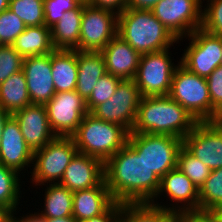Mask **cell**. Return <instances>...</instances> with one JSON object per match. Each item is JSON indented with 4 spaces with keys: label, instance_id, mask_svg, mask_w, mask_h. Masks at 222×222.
Returning a JSON list of instances; mask_svg holds the SVG:
<instances>
[{
    "label": "cell",
    "instance_id": "obj_45",
    "mask_svg": "<svg viewBox=\"0 0 222 222\" xmlns=\"http://www.w3.org/2000/svg\"><path fill=\"white\" fill-rule=\"evenodd\" d=\"M10 116L11 114H9L2 107H0V143H1L4 124Z\"/></svg>",
    "mask_w": 222,
    "mask_h": 222
},
{
    "label": "cell",
    "instance_id": "obj_47",
    "mask_svg": "<svg viewBox=\"0 0 222 222\" xmlns=\"http://www.w3.org/2000/svg\"><path fill=\"white\" fill-rule=\"evenodd\" d=\"M218 128L222 129V106L217 109L216 114L212 121Z\"/></svg>",
    "mask_w": 222,
    "mask_h": 222
},
{
    "label": "cell",
    "instance_id": "obj_35",
    "mask_svg": "<svg viewBox=\"0 0 222 222\" xmlns=\"http://www.w3.org/2000/svg\"><path fill=\"white\" fill-rule=\"evenodd\" d=\"M206 3L202 9L201 28L213 35L222 36V0H206Z\"/></svg>",
    "mask_w": 222,
    "mask_h": 222
},
{
    "label": "cell",
    "instance_id": "obj_1",
    "mask_svg": "<svg viewBox=\"0 0 222 222\" xmlns=\"http://www.w3.org/2000/svg\"><path fill=\"white\" fill-rule=\"evenodd\" d=\"M106 186L118 203H150L160 187V178L142 156L126 143L104 163Z\"/></svg>",
    "mask_w": 222,
    "mask_h": 222
},
{
    "label": "cell",
    "instance_id": "obj_43",
    "mask_svg": "<svg viewBox=\"0 0 222 222\" xmlns=\"http://www.w3.org/2000/svg\"><path fill=\"white\" fill-rule=\"evenodd\" d=\"M29 214V215H28ZM22 216H19L21 218H19L18 216H15L12 220V222H44L43 218L37 213V212H33L31 213H27L26 215L22 214Z\"/></svg>",
    "mask_w": 222,
    "mask_h": 222
},
{
    "label": "cell",
    "instance_id": "obj_25",
    "mask_svg": "<svg viewBox=\"0 0 222 222\" xmlns=\"http://www.w3.org/2000/svg\"><path fill=\"white\" fill-rule=\"evenodd\" d=\"M12 46L23 58L46 55L55 50L51 40V28L45 25L26 27Z\"/></svg>",
    "mask_w": 222,
    "mask_h": 222
},
{
    "label": "cell",
    "instance_id": "obj_5",
    "mask_svg": "<svg viewBox=\"0 0 222 222\" xmlns=\"http://www.w3.org/2000/svg\"><path fill=\"white\" fill-rule=\"evenodd\" d=\"M169 96L183 106L197 122L212 121L216 114L206 78L189 71L181 63L174 71Z\"/></svg>",
    "mask_w": 222,
    "mask_h": 222
},
{
    "label": "cell",
    "instance_id": "obj_11",
    "mask_svg": "<svg viewBox=\"0 0 222 222\" xmlns=\"http://www.w3.org/2000/svg\"><path fill=\"white\" fill-rule=\"evenodd\" d=\"M141 98L134 80H122L113 96L90 113L103 121L120 125L131 133Z\"/></svg>",
    "mask_w": 222,
    "mask_h": 222
},
{
    "label": "cell",
    "instance_id": "obj_32",
    "mask_svg": "<svg viewBox=\"0 0 222 222\" xmlns=\"http://www.w3.org/2000/svg\"><path fill=\"white\" fill-rule=\"evenodd\" d=\"M9 10L27 27L44 25V0H9Z\"/></svg>",
    "mask_w": 222,
    "mask_h": 222
},
{
    "label": "cell",
    "instance_id": "obj_10",
    "mask_svg": "<svg viewBox=\"0 0 222 222\" xmlns=\"http://www.w3.org/2000/svg\"><path fill=\"white\" fill-rule=\"evenodd\" d=\"M185 38L189 44L181 54L180 63L196 75L207 78L221 65L222 36L199 28Z\"/></svg>",
    "mask_w": 222,
    "mask_h": 222
},
{
    "label": "cell",
    "instance_id": "obj_9",
    "mask_svg": "<svg viewBox=\"0 0 222 222\" xmlns=\"http://www.w3.org/2000/svg\"><path fill=\"white\" fill-rule=\"evenodd\" d=\"M202 9V0H160L151 11L178 42H183L201 28Z\"/></svg>",
    "mask_w": 222,
    "mask_h": 222
},
{
    "label": "cell",
    "instance_id": "obj_20",
    "mask_svg": "<svg viewBox=\"0 0 222 222\" xmlns=\"http://www.w3.org/2000/svg\"><path fill=\"white\" fill-rule=\"evenodd\" d=\"M108 74L134 80L141 54L116 35L101 51Z\"/></svg>",
    "mask_w": 222,
    "mask_h": 222
},
{
    "label": "cell",
    "instance_id": "obj_41",
    "mask_svg": "<svg viewBox=\"0 0 222 222\" xmlns=\"http://www.w3.org/2000/svg\"><path fill=\"white\" fill-rule=\"evenodd\" d=\"M122 203L114 202L103 214L80 222H118Z\"/></svg>",
    "mask_w": 222,
    "mask_h": 222
},
{
    "label": "cell",
    "instance_id": "obj_26",
    "mask_svg": "<svg viewBox=\"0 0 222 222\" xmlns=\"http://www.w3.org/2000/svg\"><path fill=\"white\" fill-rule=\"evenodd\" d=\"M30 104L32 103L22 70L0 83V107L6 112L12 115Z\"/></svg>",
    "mask_w": 222,
    "mask_h": 222
},
{
    "label": "cell",
    "instance_id": "obj_8",
    "mask_svg": "<svg viewBox=\"0 0 222 222\" xmlns=\"http://www.w3.org/2000/svg\"><path fill=\"white\" fill-rule=\"evenodd\" d=\"M163 51L142 54L134 81L142 97L168 96L175 69L172 53ZM171 53V54H170Z\"/></svg>",
    "mask_w": 222,
    "mask_h": 222
},
{
    "label": "cell",
    "instance_id": "obj_29",
    "mask_svg": "<svg viewBox=\"0 0 222 222\" xmlns=\"http://www.w3.org/2000/svg\"><path fill=\"white\" fill-rule=\"evenodd\" d=\"M20 175L0 163V205L7 209L17 210L18 213L20 199L22 198Z\"/></svg>",
    "mask_w": 222,
    "mask_h": 222
},
{
    "label": "cell",
    "instance_id": "obj_12",
    "mask_svg": "<svg viewBox=\"0 0 222 222\" xmlns=\"http://www.w3.org/2000/svg\"><path fill=\"white\" fill-rule=\"evenodd\" d=\"M118 14L86 4L81 19L77 51L101 52L117 35Z\"/></svg>",
    "mask_w": 222,
    "mask_h": 222
},
{
    "label": "cell",
    "instance_id": "obj_3",
    "mask_svg": "<svg viewBox=\"0 0 222 222\" xmlns=\"http://www.w3.org/2000/svg\"><path fill=\"white\" fill-rule=\"evenodd\" d=\"M117 35L141 55L163 51L179 43L151 10L129 7L118 14Z\"/></svg>",
    "mask_w": 222,
    "mask_h": 222
},
{
    "label": "cell",
    "instance_id": "obj_21",
    "mask_svg": "<svg viewBox=\"0 0 222 222\" xmlns=\"http://www.w3.org/2000/svg\"><path fill=\"white\" fill-rule=\"evenodd\" d=\"M114 202L104 180L98 186L73 192L72 216L80 222L103 214Z\"/></svg>",
    "mask_w": 222,
    "mask_h": 222
},
{
    "label": "cell",
    "instance_id": "obj_40",
    "mask_svg": "<svg viewBox=\"0 0 222 222\" xmlns=\"http://www.w3.org/2000/svg\"><path fill=\"white\" fill-rule=\"evenodd\" d=\"M128 0H88L86 3L95 8L108 9L117 14L127 8Z\"/></svg>",
    "mask_w": 222,
    "mask_h": 222
},
{
    "label": "cell",
    "instance_id": "obj_34",
    "mask_svg": "<svg viewBox=\"0 0 222 222\" xmlns=\"http://www.w3.org/2000/svg\"><path fill=\"white\" fill-rule=\"evenodd\" d=\"M25 23L9 9L0 13V41L3 45H12L15 39L26 29Z\"/></svg>",
    "mask_w": 222,
    "mask_h": 222
},
{
    "label": "cell",
    "instance_id": "obj_13",
    "mask_svg": "<svg viewBox=\"0 0 222 222\" xmlns=\"http://www.w3.org/2000/svg\"><path fill=\"white\" fill-rule=\"evenodd\" d=\"M56 137H71L88 113L86 101L76 92H58L45 104Z\"/></svg>",
    "mask_w": 222,
    "mask_h": 222
},
{
    "label": "cell",
    "instance_id": "obj_28",
    "mask_svg": "<svg viewBox=\"0 0 222 222\" xmlns=\"http://www.w3.org/2000/svg\"><path fill=\"white\" fill-rule=\"evenodd\" d=\"M118 222H176V214L150 203H125Z\"/></svg>",
    "mask_w": 222,
    "mask_h": 222
},
{
    "label": "cell",
    "instance_id": "obj_16",
    "mask_svg": "<svg viewBox=\"0 0 222 222\" xmlns=\"http://www.w3.org/2000/svg\"><path fill=\"white\" fill-rule=\"evenodd\" d=\"M22 71L26 78L31 103L43 105L48 103L56 93L52 77L51 53L25 57Z\"/></svg>",
    "mask_w": 222,
    "mask_h": 222
},
{
    "label": "cell",
    "instance_id": "obj_22",
    "mask_svg": "<svg viewBox=\"0 0 222 222\" xmlns=\"http://www.w3.org/2000/svg\"><path fill=\"white\" fill-rule=\"evenodd\" d=\"M78 75L76 92L86 101L106 71L101 52L77 51Z\"/></svg>",
    "mask_w": 222,
    "mask_h": 222
},
{
    "label": "cell",
    "instance_id": "obj_15",
    "mask_svg": "<svg viewBox=\"0 0 222 222\" xmlns=\"http://www.w3.org/2000/svg\"><path fill=\"white\" fill-rule=\"evenodd\" d=\"M183 146L210 170L222 168V129L213 122H198L183 139Z\"/></svg>",
    "mask_w": 222,
    "mask_h": 222
},
{
    "label": "cell",
    "instance_id": "obj_39",
    "mask_svg": "<svg viewBox=\"0 0 222 222\" xmlns=\"http://www.w3.org/2000/svg\"><path fill=\"white\" fill-rule=\"evenodd\" d=\"M176 222H217L210 211L192 210L176 214Z\"/></svg>",
    "mask_w": 222,
    "mask_h": 222
},
{
    "label": "cell",
    "instance_id": "obj_44",
    "mask_svg": "<svg viewBox=\"0 0 222 222\" xmlns=\"http://www.w3.org/2000/svg\"><path fill=\"white\" fill-rule=\"evenodd\" d=\"M15 215H17V211L0 205V222H12Z\"/></svg>",
    "mask_w": 222,
    "mask_h": 222
},
{
    "label": "cell",
    "instance_id": "obj_19",
    "mask_svg": "<svg viewBox=\"0 0 222 222\" xmlns=\"http://www.w3.org/2000/svg\"><path fill=\"white\" fill-rule=\"evenodd\" d=\"M104 180V162L96 157L77 152L59 183L74 192L98 186Z\"/></svg>",
    "mask_w": 222,
    "mask_h": 222
},
{
    "label": "cell",
    "instance_id": "obj_31",
    "mask_svg": "<svg viewBox=\"0 0 222 222\" xmlns=\"http://www.w3.org/2000/svg\"><path fill=\"white\" fill-rule=\"evenodd\" d=\"M222 205V168L211 170L199 189V210L210 211Z\"/></svg>",
    "mask_w": 222,
    "mask_h": 222
},
{
    "label": "cell",
    "instance_id": "obj_23",
    "mask_svg": "<svg viewBox=\"0 0 222 222\" xmlns=\"http://www.w3.org/2000/svg\"><path fill=\"white\" fill-rule=\"evenodd\" d=\"M51 68L56 93L76 90L77 50L55 49L51 52Z\"/></svg>",
    "mask_w": 222,
    "mask_h": 222
},
{
    "label": "cell",
    "instance_id": "obj_48",
    "mask_svg": "<svg viewBox=\"0 0 222 222\" xmlns=\"http://www.w3.org/2000/svg\"><path fill=\"white\" fill-rule=\"evenodd\" d=\"M217 222H222V205H218L210 210Z\"/></svg>",
    "mask_w": 222,
    "mask_h": 222
},
{
    "label": "cell",
    "instance_id": "obj_4",
    "mask_svg": "<svg viewBox=\"0 0 222 222\" xmlns=\"http://www.w3.org/2000/svg\"><path fill=\"white\" fill-rule=\"evenodd\" d=\"M128 135L122 126L103 121L88 112L71 138L79 153L105 163L127 143Z\"/></svg>",
    "mask_w": 222,
    "mask_h": 222
},
{
    "label": "cell",
    "instance_id": "obj_14",
    "mask_svg": "<svg viewBox=\"0 0 222 222\" xmlns=\"http://www.w3.org/2000/svg\"><path fill=\"white\" fill-rule=\"evenodd\" d=\"M162 195H166L172 204L170 202V205L159 203L158 199ZM150 204L175 214L199 210V190L183 172L175 168L160 179L159 190Z\"/></svg>",
    "mask_w": 222,
    "mask_h": 222
},
{
    "label": "cell",
    "instance_id": "obj_24",
    "mask_svg": "<svg viewBox=\"0 0 222 222\" xmlns=\"http://www.w3.org/2000/svg\"><path fill=\"white\" fill-rule=\"evenodd\" d=\"M83 2L77 9L66 11L64 16L51 27V40L55 49L76 50L79 47Z\"/></svg>",
    "mask_w": 222,
    "mask_h": 222
},
{
    "label": "cell",
    "instance_id": "obj_42",
    "mask_svg": "<svg viewBox=\"0 0 222 222\" xmlns=\"http://www.w3.org/2000/svg\"><path fill=\"white\" fill-rule=\"evenodd\" d=\"M160 0H128L127 7L151 10Z\"/></svg>",
    "mask_w": 222,
    "mask_h": 222
},
{
    "label": "cell",
    "instance_id": "obj_46",
    "mask_svg": "<svg viewBox=\"0 0 222 222\" xmlns=\"http://www.w3.org/2000/svg\"><path fill=\"white\" fill-rule=\"evenodd\" d=\"M44 222H77L73 216H66L63 218H43Z\"/></svg>",
    "mask_w": 222,
    "mask_h": 222
},
{
    "label": "cell",
    "instance_id": "obj_30",
    "mask_svg": "<svg viewBox=\"0 0 222 222\" xmlns=\"http://www.w3.org/2000/svg\"><path fill=\"white\" fill-rule=\"evenodd\" d=\"M177 168L194 183L198 190L211 173L210 168L192 155L184 146L178 153Z\"/></svg>",
    "mask_w": 222,
    "mask_h": 222
},
{
    "label": "cell",
    "instance_id": "obj_27",
    "mask_svg": "<svg viewBox=\"0 0 222 222\" xmlns=\"http://www.w3.org/2000/svg\"><path fill=\"white\" fill-rule=\"evenodd\" d=\"M44 205L37 213L42 218H63L72 216L73 192L60 183L45 184ZM40 212V213H39Z\"/></svg>",
    "mask_w": 222,
    "mask_h": 222
},
{
    "label": "cell",
    "instance_id": "obj_18",
    "mask_svg": "<svg viewBox=\"0 0 222 222\" xmlns=\"http://www.w3.org/2000/svg\"><path fill=\"white\" fill-rule=\"evenodd\" d=\"M33 152L28 147L16 119L11 115L4 124L0 143V163L17 173L32 167ZM27 168V169H26Z\"/></svg>",
    "mask_w": 222,
    "mask_h": 222
},
{
    "label": "cell",
    "instance_id": "obj_33",
    "mask_svg": "<svg viewBox=\"0 0 222 222\" xmlns=\"http://www.w3.org/2000/svg\"><path fill=\"white\" fill-rule=\"evenodd\" d=\"M121 81L122 79L119 77L108 73L102 76L93 88L90 97L86 100L88 112H91L96 106L109 100Z\"/></svg>",
    "mask_w": 222,
    "mask_h": 222
},
{
    "label": "cell",
    "instance_id": "obj_38",
    "mask_svg": "<svg viewBox=\"0 0 222 222\" xmlns=\"http://www.w3.org/2000/svg\"><path fill=\"white\" fill-rule=\"evenodd\" d=\"M206 80L211 104L217 110L222 106V65L218 66Z\"/></svg>",
    "mask_w": 222,
    "mask_h": 222
},
{
    "label": "cell",
    "instance_id": "obj_2",
    "mask_svg": "<svg viewBox=\"0 0 222 222\" xmlns=\"http://www.w3.org/2000/svg\"><path fill=\"white\" fill-rule=\"evenodd\" d=\"M198 122L168 96L142 97L131 133L170 135L184 139Z\"/></svg>",
    "mask_w": 222,
    "mask_h": 222
},
{
    "label": "cell",
    "instance_id": "obj_49",
    "mask_svg": "<svg viewBox=\"0 0 222 222\" xmlns=\"http://www.w3.org/2000/svg\"><path fill=\"white\" fill-rule=\"evenodd\" d=\"M9 9V0H0V13Z\"/></svg>",
    "mask_w": 222,
    "mask_h": 222
},
{
    "label": "cell",
    "instance_id": "obj_17",
    "mask_svg": "<svg viewBox=\"0 0 222 222\" xmlns=\"http://www.w3.org/2000/svg\"><path fill=\"white\" fill-rule=\"evenodd\" d=\"M12 116L18 122L24 140L33 153L56 138L50 127L45 105H27Z\"/></svg>",
    "mask_w": 222,
    "mask_h": 222
},
{
    "label": "cell",
    "instance_id": "obj_36",
    "mask_svg": "<svg viewBox=\"0 0 222 222\" xmlns=\"http://www.w3.org/2000/svg\"><path fill=\"white\" fill-rule=\"evenodd\" d=\"M82 0H44V25L51 28L66 11L77 9Z\"/></svg>",
    "mask_w": 222,
    "mask_h": 222
},
{
    "label": "cell",
    "instance_id": "obj_7",
    "mask_svg": "<svg viewBox=\"0 0 222 222\" xmlns=\"http://www.w3.org/2000/svg\"><path fill=\"white\" fill-rule=\"evenodd\" d=\"M77 152L71 137H56L33 153L30 183L42 187L46 183H59Z\"/></svg>",
    "mask_w": 222,
    "mask_h": 222
},
{
    "label": "cell",
    "instance_id": "obj_6",
    "mask_svg": "<svg viewBox=\"0 0 222 222\" xmlns=\"http://www.w3.org/2000/svg\"><path fill=\"white\" fill-rule=\"evenodd\" d=\"M127 144L138 156H142L150 170L161 179L177 168V157L183 140L170 135L129 133Z\"/></svg>",
    "mask_w": 222,
    "mask_h": 222
},
{
    "label": "cell",
    "instance_id": "obj_37",
    "mask_svg": "<svg viewBox=\"0 0 222 222\" xmlns=\"http://www.w3.org/2000/svg\"><path fill=\"white\" fill-rule=\"evenodd\" d=\"M23 59L12 45L0 47V83L22 70Z\"/></svg>",
    "mask_w": 222,
    "mask_h": 222
}]
</instances>
